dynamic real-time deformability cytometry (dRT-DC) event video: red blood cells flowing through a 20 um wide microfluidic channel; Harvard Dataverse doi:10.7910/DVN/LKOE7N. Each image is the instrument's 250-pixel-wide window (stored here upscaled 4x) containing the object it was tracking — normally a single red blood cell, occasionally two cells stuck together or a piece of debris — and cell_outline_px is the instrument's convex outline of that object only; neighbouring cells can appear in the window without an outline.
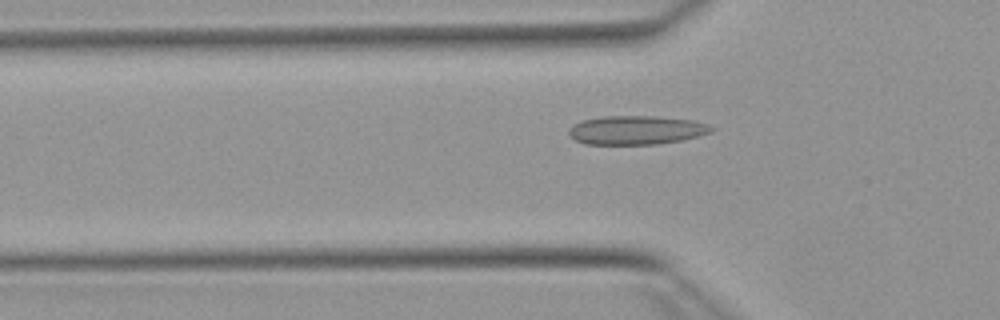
{"species": "Egyptian fruit bat (a non-hibernating species)", "species_latin": "Rousettus aegyptiacus", "temperature_condition": "warm", "stored_images_in_passage": 47, "camera_frame_rate_fps": 3000, "um_per_image_px": 0.085, "animal": {"sex": "female"}, "frame": {"image": 1, "passage_image": 17, "time_ms": 5.333, "image_size_px": [1000, 320], "cell_outline_px": [[716, 128], [712, 132], [680, 140], [656, 144], [584, 144], [568, 136], [568, 128], [580, 120], [604, 116], [656, 116], [692, 120], [708, 124]], "centroid_in_image_um": [54.05, 11.05], "position_along_channel_um": 71.8, "area_um2": 24.04}}
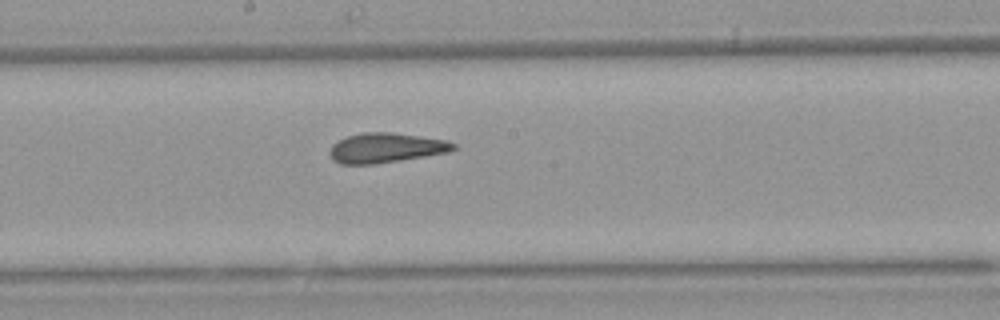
{"frame": {"image": 2, "passage_image": 28, "time_ms": 9.0, "image_size_px": [1000, 320], "cell_outline_px": [[456, 148], [452, 152], [400, 160], [372, 164], [340, 164], [332, 160], [332, 144], [348, 136], [360, 132], [392, 132], [444, 140], [456, 144]], "centroid_in_image_um": [32.83, 12.57], "position_along_channel_um": 215.4, "area_um2": 21.27}}
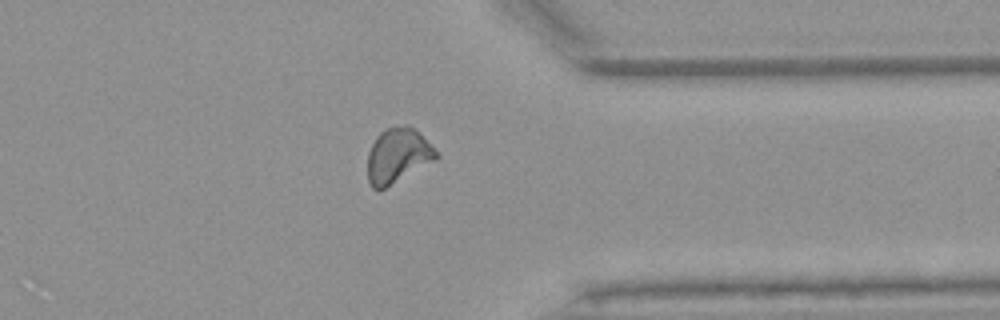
{"frame": {"image": 3, "passage_image": 41, "time_ms": 13.333, "image_size_px": [1000, 320], "cell_outline_px": [[440, 156], [436, 160], [380, 192], [372, 188], [368, 180], [368, 152], [376, 136], [384, 128], [396, 124], [408, 124]], "centroid_in_image_um": [33.76, 13.25], "position_along_channel_um": 377.6, "area_um2": 22.08}, "authors_computed_cell_mechanics": {"area_um2": 21.9062, "velocity_mm_per_s": 3.915, "shape_relaxation_time_tau1_ms": null, "shape_relaxation_time_tau2_ms": 2.0182, "deformation_change_tau1": null, "deformation_change_tau2": 0.087}}